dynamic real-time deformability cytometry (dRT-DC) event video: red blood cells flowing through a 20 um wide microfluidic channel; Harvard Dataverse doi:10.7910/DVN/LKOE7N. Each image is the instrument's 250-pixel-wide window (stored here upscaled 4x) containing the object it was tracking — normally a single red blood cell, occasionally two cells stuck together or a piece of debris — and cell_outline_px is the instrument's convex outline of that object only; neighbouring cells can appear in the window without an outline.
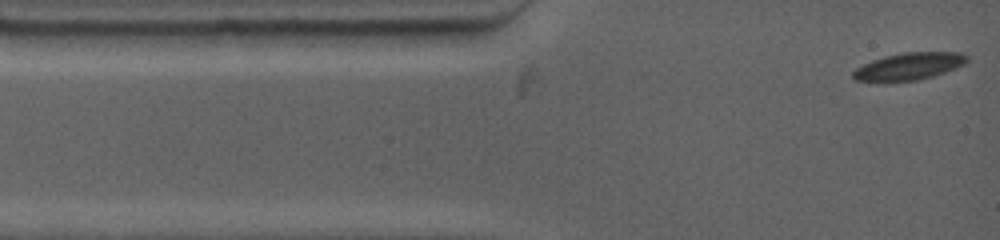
{"species": "common noctule bat (a hibernating species)", "species_latin": "Nyctalus noctula", "temperature_condition": "warm", "stored_images_in_passage": 72, "camera_frame_rate_fps": 4500, "um_per_image_px": 0.085, "animal": {"sex": "female", "body_mass_g": 19.0, "forearm_length_mm": 53.3}, "frame": {"image": 1, "passage_image": 1, "time_ms": 0.0, "image_size_px": [1000, 240], "cell_outline_px": [[968, 60], [964, 64], [944, 72], [932, 76], [916, 80], [856, 80], [852, 76], [852, 72], [856, 68], [872, 60], [904, 52], [960, 52], [968, 56]], "centroid_in_image_um": [77.3, 5.61], "position_along_channel_um": 7.7, "area_um2": 17.46}}
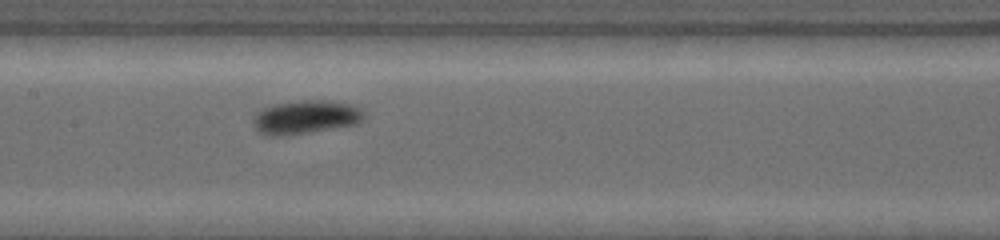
{"frame": {"image": 2, "passage_image": 28, "time_ms": 5.778, "image_size_px": [1000, 240], "cell_outline_px": [[364, 116], [356, 124], [284, 136], [264, 136], [252, 124], [252, 120], [264, 108], [276, 104], [304, 100], [328, 100], [348, 104], [360, 108], [364, 112]], "centroid_in_image_um": [25.96, 9.96], "position_along_channel_um": 181.4, "area_um2": 21.33}}
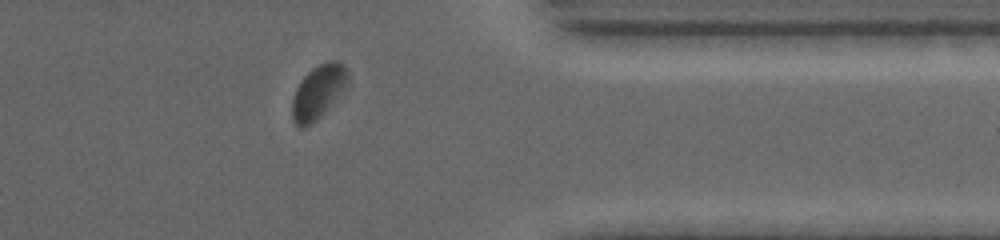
{"frame": {"image": 3, "passage_image": 62, "time_ms": 11.556, "image_size_px": [1000, 240], "cell_outline_px": [[348, 84], [320, 116], [316, 120], [304, 128], [300, 128], [296, 124], [292, 116], [292, 96], [300, 80], [312, 68], [328, 60], [336, 60], [344, 64], [348, 68]], "centroid_in_image_um": [27.04, 7.77], "position_along_channel_um": 384.4, "area_um2": 17.34}, "authors_computed_cell_mechanics": {"area_um2": 19.2763, "velocity_mm_per_s": 3.7351, "shape_relaxation_time_tau1_ms": 7.6334, "shape_relaxation_time_tau2_ms": null, "deformation_change_tau1": 0.1691, "deformation_change_tau2": null}}